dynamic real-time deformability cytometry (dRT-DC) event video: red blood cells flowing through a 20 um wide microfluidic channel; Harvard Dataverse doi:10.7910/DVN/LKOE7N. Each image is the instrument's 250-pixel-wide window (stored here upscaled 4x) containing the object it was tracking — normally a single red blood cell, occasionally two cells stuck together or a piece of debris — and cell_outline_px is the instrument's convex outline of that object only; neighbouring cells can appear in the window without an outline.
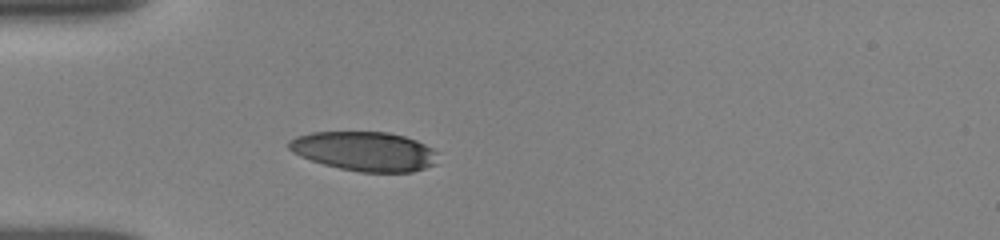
{"species": "human", "species_latin": "Homo sapiens", "temperature_condition": "room temperature", "stored_images_in_passage": 31, "camera_frame_rate_fps": 3000, "um_per_image_px": 0.085, "donor": {"sex": "female"}, "frame": {"image": 1, "passage_image": 2, "time_ms": 0.667, "image_size_px": [1000, 240], "cell_outline_px": [[440, 152], [436, 164], [412, 172], [360, 172], [340, 168], [324, 164], [300, 156], [292, 152], [288, 148], [288, 144], [296, 136], [312, 132], [388, 132], [404, 136], [416, 140]], "centroid_in_image_um": [31.04, 12.86], "position_along_channel_um": 54.0, "area_um2": 34.22}}
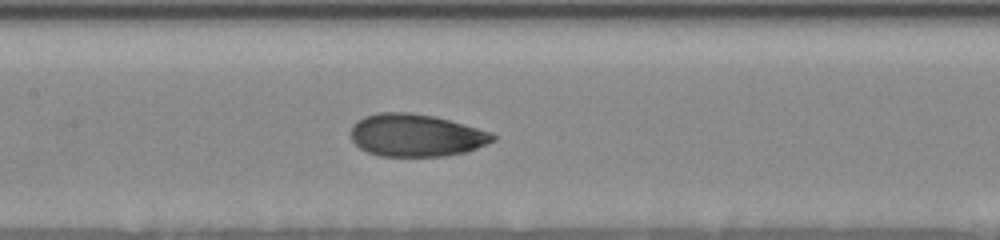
{"frame": {"image": 2, "passage_image": 8, "time_ms": 4.0, "image_size_px": [1000, 240], "cell_outline_px": [[496, 140], [468, 152], [448, 156], [380, 156], [368, 152], [360, 148], [352, 140], [352, 124], [356, 120], [364, 116], [380, 112], [408, 112], [432, 116], [448, 120], [492, 132], [496, 136]], "centroid_in_image_um": [35.37, 11.51], "position_along_channel_um": 172.0, "area_um2": 35.26}}
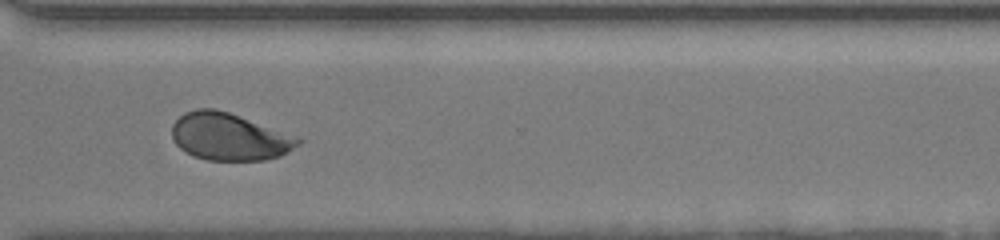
{"frame": {"image": 3, "passage_image": 17, "time_ms": 8.667, "image_size_px": [1000, 240], "cell_outline_px": [[304, 140], [300, 144], [288, 152], [280, 156], [268, 160], [208, 160], [192, 156], [180, 148], [176, 144], [172, 136], [172, 124], [184, 112], [196, 108], [216, 108], [300, 136]], "centroid_in_image_um": [19.53, 11.62], "position_along_channel_um": 351.1, "area_um2": 35.2}, "authors_computed_cell_mechanics": {"area_um2": 35.0846, "velocity_mm_per_s": 3.8467, "shape_relaxation_time_tau1_ms": 4.5193, "shape_relaxation_time_tau2_ms": 1.4053, "deformation_change_tau1": 0.1474, "deformation_change_tau2": 0.0606}}